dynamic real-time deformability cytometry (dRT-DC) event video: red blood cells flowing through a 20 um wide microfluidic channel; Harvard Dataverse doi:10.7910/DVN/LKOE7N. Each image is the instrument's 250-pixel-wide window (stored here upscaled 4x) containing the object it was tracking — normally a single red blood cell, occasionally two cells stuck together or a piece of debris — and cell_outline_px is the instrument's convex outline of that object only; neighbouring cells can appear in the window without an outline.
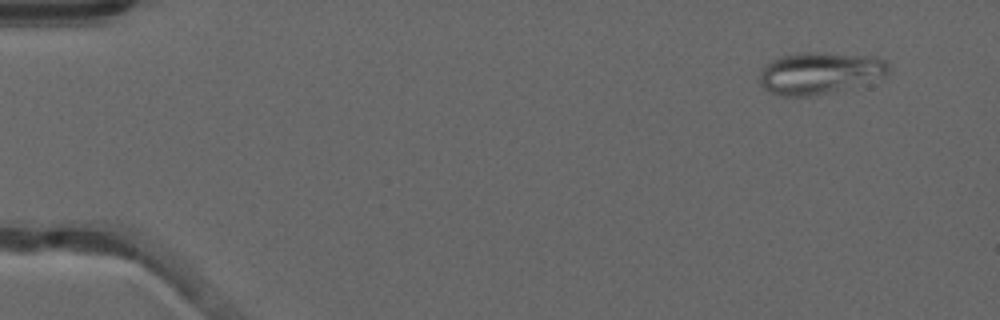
{"species": "common noctule bat (a hibernating species)", "species_latin": "Nyctalus noctula", "temperature_condition": "warm", "stored_images_in_passage": 51, "camera_frame_rate_fps": 3000, "um_per_image_px": 0.085, "animal": {"sex": "male", "forearm_length_mm": 52.5}, "frame": {"image": 1, "passage_image": 3, "time_ms": 0.667, "image_size_px": [1000, 320], "cell_outline_px": [[888, 72], [884, 76], [828, 92], [812, 96], [780, 96], [768, 92], [760, 84], [760, 72], [764, 64], [780, 56], [808, 52], [812, 52], [876, 56], [884, 60], [888, 64]], "centroid_in_image_um": [69.6, 6.19], "position_along_channel_um": 15.4, "area_um2": 30.98}}
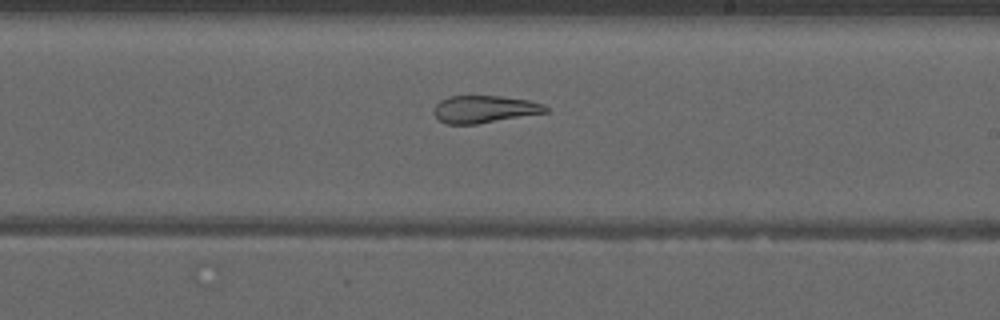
{"frame": {"image": 2, "passage_image": 30, "time_ms": 9.667, "image_size_px": [1000, 320], "cell_outline_px": [[548, 112], [476, 124], [448, 124], [440, 120], [432, 112], [436, 104], [440, 100], [448, 96], [500, 96], [528, 100], [544, 104], [548, 108]], "centroid_in_image_um": [41.16, 9.27], "position_along_channel_um": 247.8, "area_um2": 17.74}}
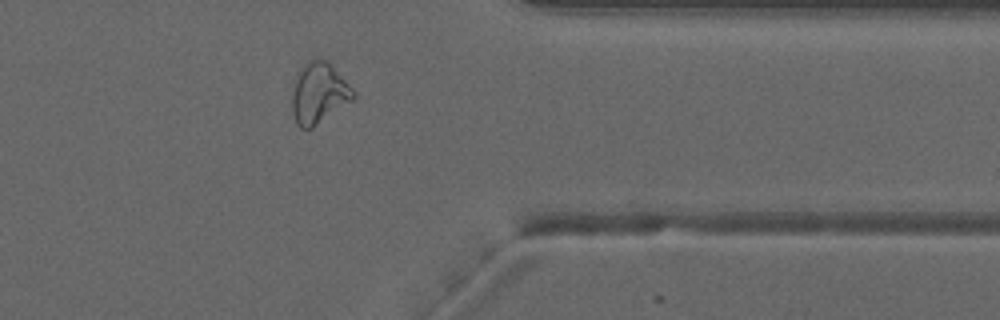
{"frame": {"image": 3, "passage_image": 41, "time_ms": 13.333, "image_size_px": [1000, 320], "cell_outline_px": [[356, 96], [352, 100], [312, 128], [300, 128], [296, 124], [292, 112], [292, 92], [296, 72], [308, 60], [320, 56], [328, 60], [356, 92]], "centroid_in_image_um": [27.08, 7.87], "position_along_channel_um": 384.3, "area_um2": 22.08}, "authors_computed_cell_mechanics": {"area_um2": 23.9292, "velocity_mm_per_s": 3.9813, "shape_relaxation_time_tau1_ms": null, "shape_relaxation_time_tau2_ms": 2.6395, "deformation_change_tau1": null, "deformation_change_tau2": 0.1117}}